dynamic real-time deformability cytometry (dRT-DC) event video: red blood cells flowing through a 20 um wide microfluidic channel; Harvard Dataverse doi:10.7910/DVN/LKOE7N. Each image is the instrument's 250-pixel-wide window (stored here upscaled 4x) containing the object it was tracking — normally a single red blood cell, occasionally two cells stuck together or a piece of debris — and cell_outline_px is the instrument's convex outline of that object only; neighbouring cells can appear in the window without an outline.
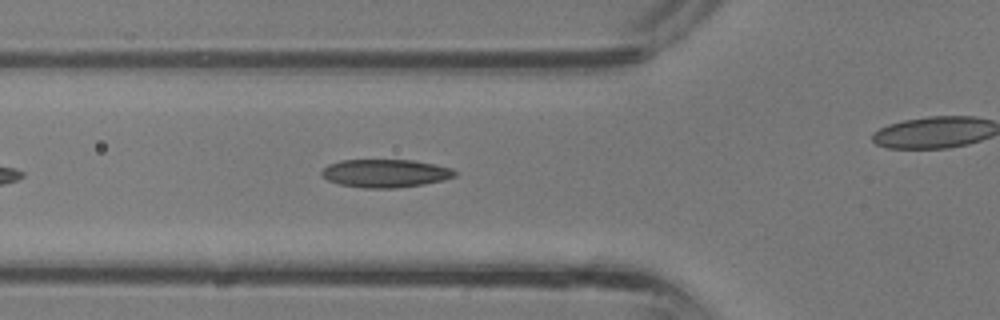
{"species": "common noctule bat (a hibernating species)", "species_latin": "Nyctalus noctula", "temperature_condition": "room temperature", "stored_images_in_passage": 22, "camera_frame_rate_fps": 3000, "um_per_image_px": 0.085, "animal": {"sex": "male", "body_mass_g": 13.3}, "frame": {"image": 1, "passage_image": 5, "time_ms": 1.333, "image_size_px": [1000, 320], "cell_outline_px": [[456, 176], [444, 180], [424, 184], [396, 188], [364, 188], [340, 184], [328, 180], [320, 172], [328, 164], [340, 160], [412, 160], [436, 164], [452, 168], [456, 172]], "centroid_in_image_um": [32.78, 14.73], "position_along_channel_um": 93.0, "area_um2": 21.85}}
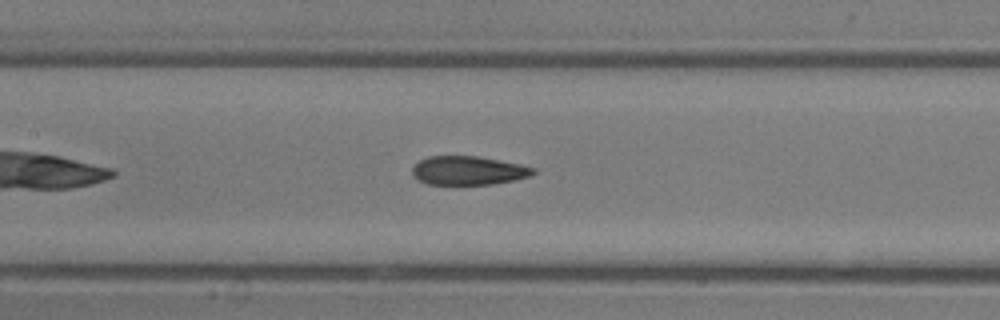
{"frame": {"image": 2, "passage_image": 9, "time_ms": 2.667, "image_size_px": [1000, 320], "cell_outline_px": [[536, 172], [532, 176], [516, 180], [492, 184], [428, 184], [416, 180], [412, 176], [412, 168], [420, 160], [428, 156], [476, 156], [500, 160], [520, 164], [536, 168]], "centroid_in_image_um": [39.82, 14.5], "position_along_channel_um": 167.6, "area_um2": 20.46}}
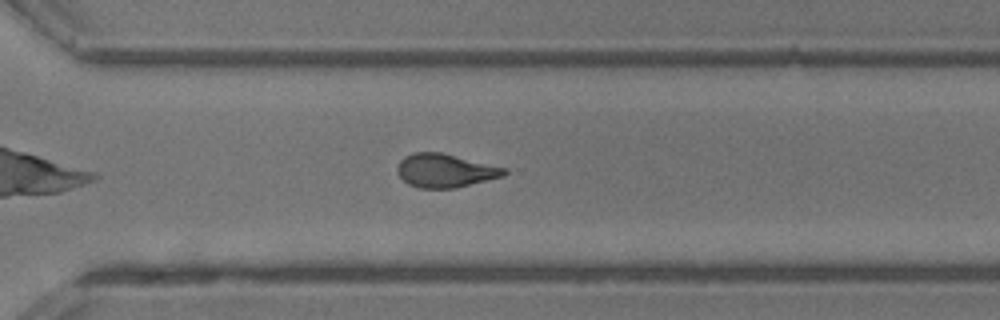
{"frame": {"image": 3, "passage_image": 18, "time_ms": 5.667, "image_size_px": [1000, 320], "cell_outline_px": [[508, 172], [504, 176], [456, 188], [420, 188], [408, 184], [396, 172], [396, 168], [400, 160], [404, 156], [412, 152], [440, 152], [508, 168]], "centroid_in_image_um": [37.84, 14.5], "position_along_channel_um": 332.8, "area_um2": 21.04}}